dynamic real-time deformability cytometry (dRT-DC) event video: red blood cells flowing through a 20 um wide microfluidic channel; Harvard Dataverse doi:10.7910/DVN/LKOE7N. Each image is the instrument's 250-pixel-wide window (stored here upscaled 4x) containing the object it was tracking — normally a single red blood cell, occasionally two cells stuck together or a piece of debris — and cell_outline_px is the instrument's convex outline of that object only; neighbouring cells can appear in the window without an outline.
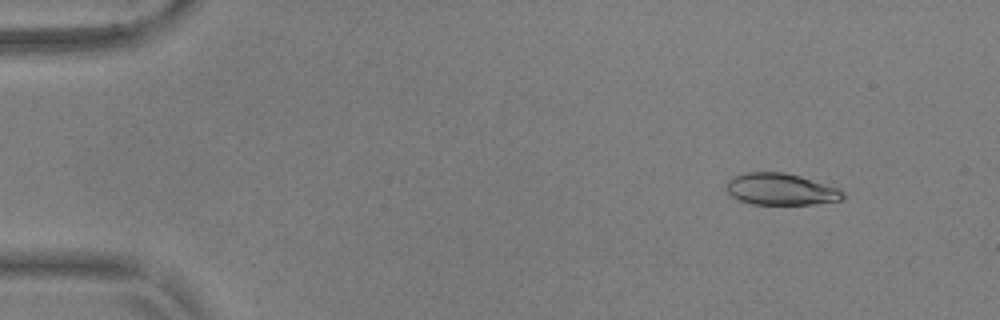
{"species": "common noctule bat (a hibernating species)", "species_latin": "Nyctalus noctula", "temperature_condition": "warm", "stored_images_in_passage": 55, "camera_frame_rate_fps": 3000, "um_per_image_px": 0.085, "animal": {"sex": "male", "body_mass_g": 17.9, "forearm_length_mm": 54.2}, "frame": {"image": 1, "passage_image": 6, "time_ms": 1.667, "image_size_px": [1000, 320], "cell_outline_px": [[844, 196], [840, 200], [812, 204], [752, 204], [740, 200], [732, 196], [728, 192], [728, 180], [732, 176], [744, 172], [784, 172], [800, 176], [836, 188], [844, 192]], "centroid_in_image_um": [66.33, 16.08], "position_along_channel_um": 18.7, "area_um2": 21.21}}
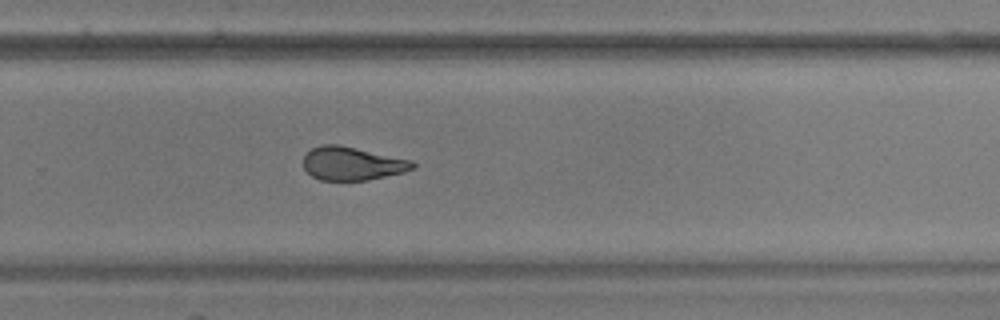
{"frame": {"image": 2, "passage_image": 37, "time_ms": 12.0, "image_size_px": [1000, 320], "cell_outline_px": [[416, 168], [404, 172], [368, 180], [320, 180], [312, 176], [304, 168], [304, 156], [312, 148], [324, 144], [340, 144], [412, 160], [416, 164]], "centroid_in_image_um": [29.96, 13.89], "position_along_channel_um": 299.8, "area_um2": 21.33}}
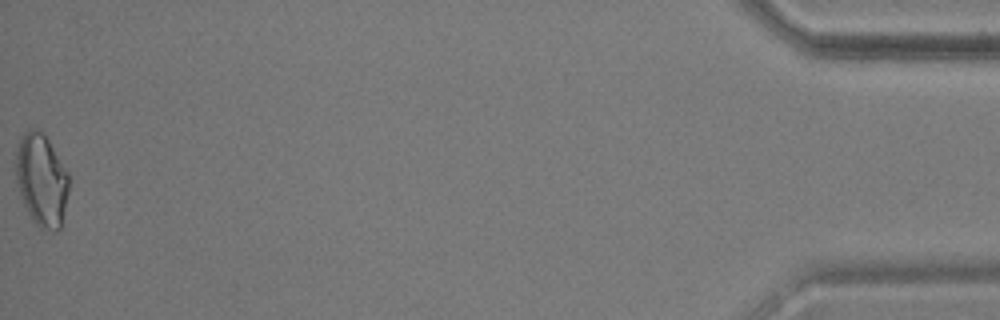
{"frame": {"image": 3, "passage_image": 55, "time_ms": 18.0, "image_size_px": [1000, 320], "cell_outline_px": [[68, 192], [60, 228], [56, 232], [40, 228], [32, 220], [24, 204], [16, 180], [16, 148], [20, 136], [28, 128], [36, 128], [44, 132], [68, 172]], "centroid_in_image_um": [3.52, 15.25], "position_along_channel_um": 431.7, "area_um2": 28.67}, "authors_computed_cell_mechanics": {"area_um2": 22.3108, "velocity_mm_per_s": 3.7144, "shape_relaxation_time_tau1_ms": 5.3956, "shape_relaxation_time_tau2_ms": 2.6005, "deformation_change_tau1": 0.1751, "deformation_change_tau2": 0.0803}}